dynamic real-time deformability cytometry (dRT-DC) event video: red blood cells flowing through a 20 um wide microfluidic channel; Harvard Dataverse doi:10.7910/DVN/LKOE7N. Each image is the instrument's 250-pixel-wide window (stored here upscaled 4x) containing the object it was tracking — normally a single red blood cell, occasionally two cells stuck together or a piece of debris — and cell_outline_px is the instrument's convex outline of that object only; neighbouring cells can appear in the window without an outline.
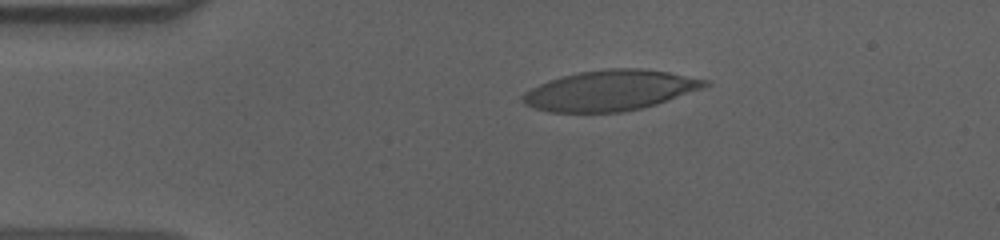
{"species": "human", "species_latin": "Homo sapiens", "temperature_condition": "cold", "stored_images_in_passage": 46, "camera_frame_rate_fps": 3000, "um_per_image_px": 0.085, "donor": {"sex": "male"}, "frame": {"image": 1, "passage_image": 1, "time_ms": 0.0, "image_size_px": [1000, 240], "cell_outline_px": [[712, 84], [656, 104], [640, 108], [620, 112], [548, 112], [524, 104], [520, 100], [520, 96], [524, 92], [548, 80], [560, 76], [580, 72], [608, 68], [644, 68], [668, 72], [708, 80]], "centroid_in_image_um": [51.82, 7.68], "position_along_channel_um": 33.2, "area_um2": 42.71}}
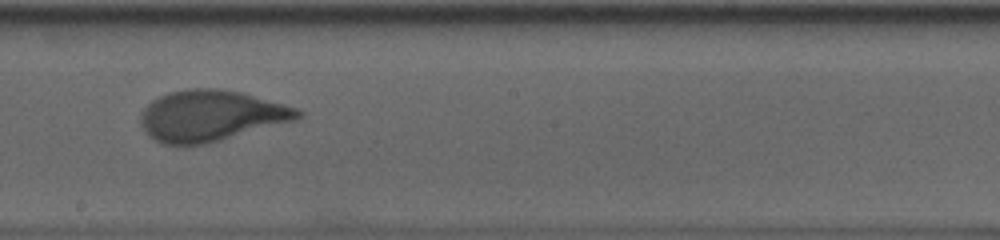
{"frame": {"image": 2, "passage_image": 21, "time_ms": 6.667, "image_size_px": [1000, 240], "cell_outline_px": [[304, 116], [296, 120], [204, 144], [164, 144], [148, 136], [144, 132], [140, 124], [140, 116], [144, 108], [152, 100], [168, 92], [192, 88], [216, 88], [240, 92], [296, 108], [304, 112]], "centroid_in_image_um": [17.9, 9.83], "position_along_channel_um": 230.3, "area_um2": 46.3}}
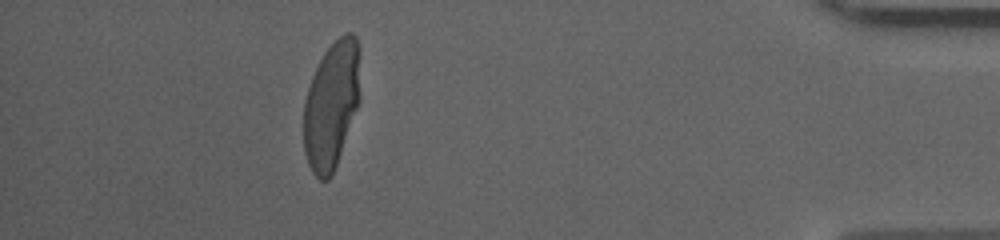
{"frame": {"image": 3, "passage_image": 40, "time_ms": 13.0, "image_size_px": [1000, 240], "cell_outline_px": [[360, 100], [332, 176], [328, 180], [320, 180], [312, 172], [308, 164], [304, 152], [304, 100], [312, 76], [324, 52], [344, 32], [352, 32], [356, 36], [360, 52]], "centroid_in_image_um": [28.19, 8.9], "position_along_channel_um": 407.0, "area_um2": 42.25}, "authors_computed_cell_mechanics": {"area_um2": 45.0551, "velocity_mm_per_s": 3.6178, "shape_relaxation_time_tau1_ms": 4.6253, "shape_relaxation_time_tau2_ms": null, "deformation_change_tau1": 0.2114, "deformation_change_tau2": null}}